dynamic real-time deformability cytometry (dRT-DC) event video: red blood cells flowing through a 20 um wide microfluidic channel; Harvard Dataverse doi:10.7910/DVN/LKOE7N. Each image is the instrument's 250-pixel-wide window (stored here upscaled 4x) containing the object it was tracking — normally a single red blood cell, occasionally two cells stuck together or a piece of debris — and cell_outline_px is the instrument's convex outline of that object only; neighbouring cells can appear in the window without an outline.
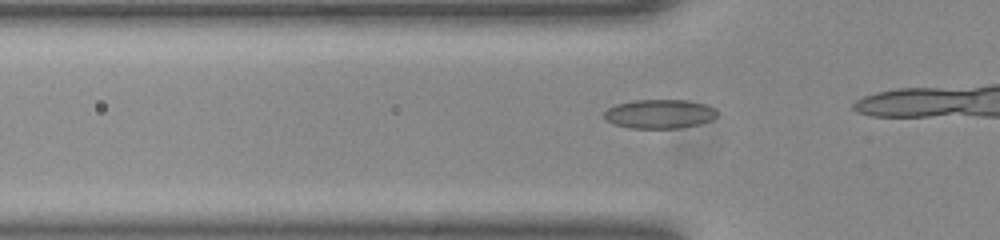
{"species": "common noctule bat (a hibernating species)", "species_latin": "Nyctalus noctula", "temperature_condition": "room temperature", "stored_images_in_passage": 17, "camera_frame_rate_fps": 3000, "um_per_image_px": 0.085, "animal": {"sex": "female", "body_mass_g": 23.0, "forearm_length_mm": 53.4}, "frame": {"image": 1, "passage_image": 12, "time_ms": 3.667, "image_size_px": [1000, 240], "cell_outline_px": [[716, 116], [712, 120], [700, 124], [680, 128], [632, 128], [612, 124], [604, 120], [604, 112], [608, 108], [616, 104], [632, 100], [688, 100], [704, 104], [712, 108], [716, 112]], "centroid_in_image_um": [56.01, 9.69], "position_along_channel_um": 69.8, "area_um2": 19.19}}